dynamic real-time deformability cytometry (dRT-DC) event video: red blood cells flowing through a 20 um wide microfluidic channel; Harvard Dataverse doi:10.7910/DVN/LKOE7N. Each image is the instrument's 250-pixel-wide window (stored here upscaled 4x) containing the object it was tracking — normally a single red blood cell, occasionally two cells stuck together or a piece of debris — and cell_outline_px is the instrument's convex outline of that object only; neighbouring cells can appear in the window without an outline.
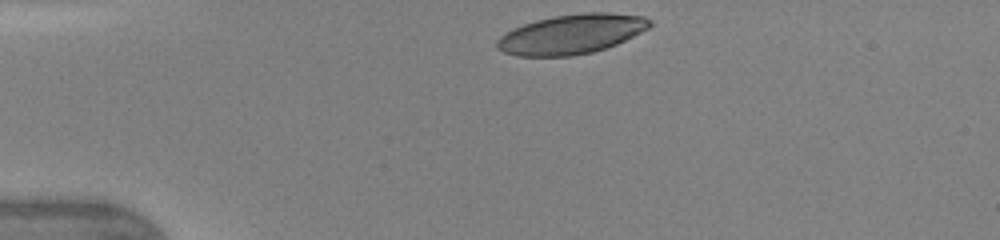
{"species": "human", "species_latin": "Homo sapiens", "temperature_condition": "warm", "stored_images_in_passage": 4, "camera_frame_rate_fps": 3000, "um_per_image_px": 0.085, "donor": {"sex": "female"}, "frame": {"image": 1, "passage_image": 1, "time_ms": 0.0, "image_size_px": [1000, 240], "cell_outline_px": [[652, 24], [648, 28], [616, 44], [592, 52], [572, 56], [516, 56], [504, 52], [496, 48], [496, 40], [504, 32], [524, 24], [536, 20], [552, 16], [584, 12], [608, 12], [644, 16], [652, 20]], "centroid_in_image_um": [48.55, 2.89], "position_along_channel_um": 36.5, "area_um2": 35.32}}
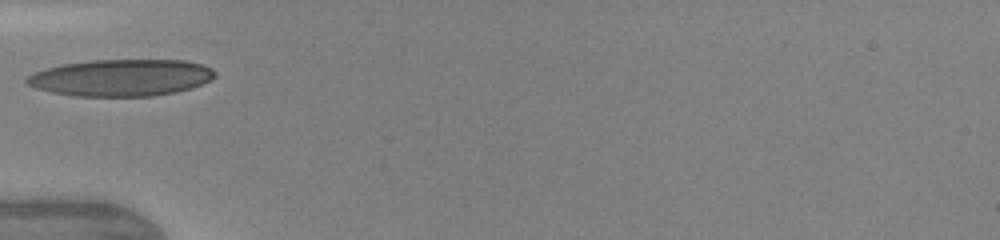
{"frame": {"image": 2, "passage_image": 4, "time_ms": 2.0, "image_size_px": [1000, 240], "cell_outline_px": [[216, 76], [212, 80], [192, 88], [176, 92], [152, 96], [76, 96], [52, 92], [36, 88], [28, 84], [24, 80], [28, 76], [36, 72], [48, 68], [64, 64], [92, 60], [184, 60], [200, 64], [212, 68], [216, 72]], "centroid_in_image_um": [10.35, 6.6], "position_along_channel_um": 74.6, "area_um2": 40.29}}